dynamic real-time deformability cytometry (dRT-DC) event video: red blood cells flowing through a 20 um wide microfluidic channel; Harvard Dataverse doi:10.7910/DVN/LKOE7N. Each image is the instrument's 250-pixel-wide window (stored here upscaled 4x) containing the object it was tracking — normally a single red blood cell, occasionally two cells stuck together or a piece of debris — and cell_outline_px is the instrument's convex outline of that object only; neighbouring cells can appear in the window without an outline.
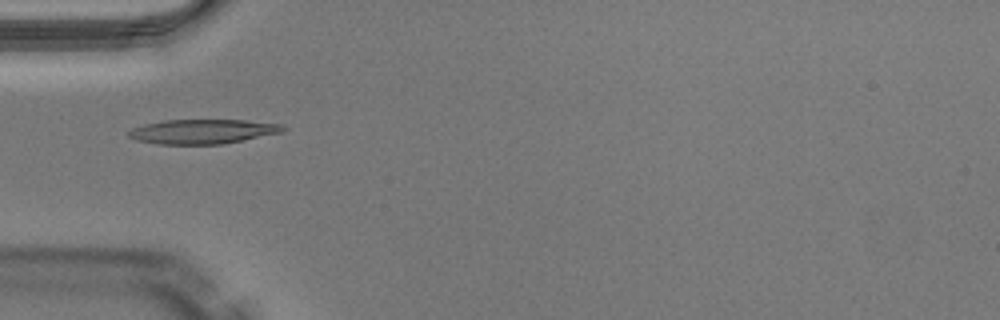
{"species": "Egyptian fruit bat (a non-hibernating species)", "species_latin": "Rousettus aegyptiacus", "temperature_condition": "warm", "stored_images_in_passage": 35, "camera_frame_rate_fps": 3000, "um_per_image_px": 0.085, "animal": {"sex": "male"}, "frame": {"image": 1, "passage_image": 1, "time_ms": 0.0, "image_size_px": [1000, 320], "cell_outline_px": [[288, 128], [284, 132], [224, 144], [156, 144], [136, 140], [128, 136], [128, 132], [132, 128], [144, 124], [164, 120], [244, 120], [284, 124]], "centroid_in_image_um": [17.28, 11.18], "position_along_channel_um": 67.7, "area_um2": 22.25}}
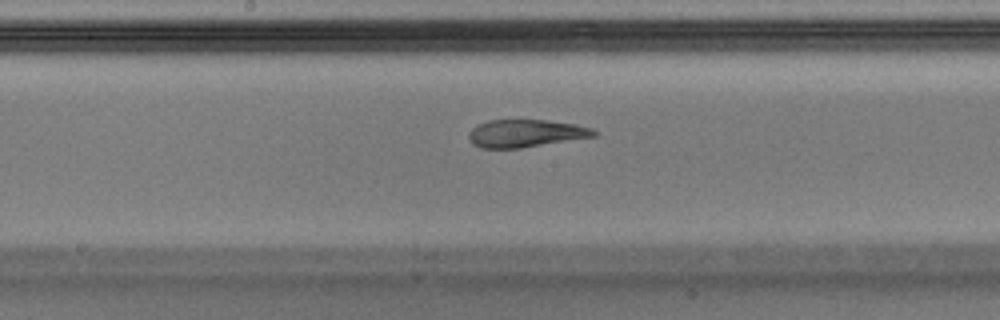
{"frame": {"image": 2, "passage_image": 11, "time_ms": 3.333, "image_size_px": [1000, 320], "cell_outline_px": [[596, 136], [520, 148], [480, 148], [472, 144], [468, 136], [468, 132], [476, 124], [488, 120], [544, 120], [576, 124], [592, 128], [596, 132]], "centroid_in_image_um": [44.63, 11.33], "position_along_channel_um": 203.6, "area_um2": 20.17}}
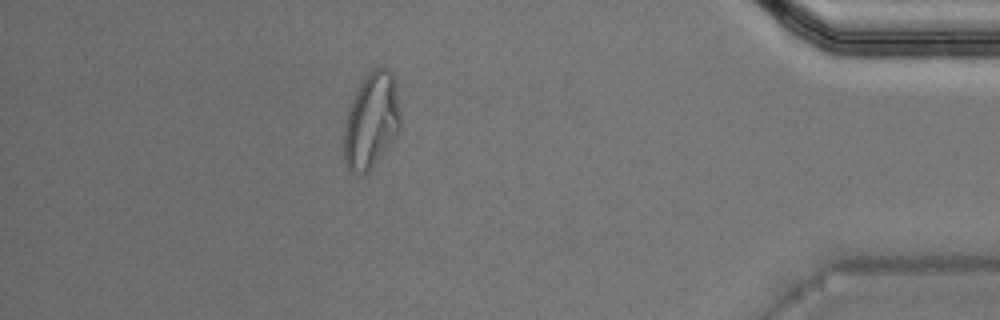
{"frame": {"image": 3, "passage_image": 29, "time_ms": 9.333, "image_size_px": [1000, 320], "cell_outline_px": [[400, 128], [372, 168], [368, 172], [360, 176], [352, 172], [348, 168], [344, 160], [344, 124], [348, 108], [364, 76], [372, 68], [388, 68], [392, 72], [396, 80], [400, 116]], "centroid_in_image_um": [31.55, 10.24], "position_along_channel_um": 403.6, "area_um2": 31.56}, "authors_computed_cell_mechanics": {"area_um2": 21.9062, "velocity_mm_per_s": 4.0504, "shape_relaxation_time_tau1_ms": null, "shape_relaxation_time_tau2_ms": 1.8648, "deformation_change_tau1": null, "deformation_change_tau2": 0.0939}}